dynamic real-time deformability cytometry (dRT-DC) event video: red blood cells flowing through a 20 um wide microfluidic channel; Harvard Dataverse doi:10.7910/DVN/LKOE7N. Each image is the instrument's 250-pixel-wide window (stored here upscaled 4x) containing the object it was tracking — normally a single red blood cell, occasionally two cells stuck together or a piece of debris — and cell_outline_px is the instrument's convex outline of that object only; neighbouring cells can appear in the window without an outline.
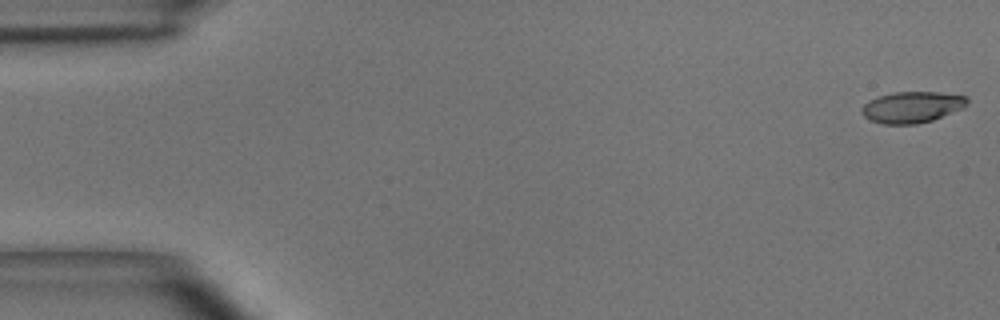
{"species": "common noctule bat (a hibernating species)", "species_latin": "Nyctalus noctula", "temperature_condition": "room temperature", "stored_images_in_passage": 5, "camera_frame_rate_fps": 3000, "um_per_image_px": 0.085, "animal": {"sex": "male", "body_mass_g": 15.6}, "frame": {"image": 1, "passage_image": 1, "time_ms": 0.0, "image_size_px": [1000, 320], "cell_outline_px": [[968, 104], [964, 108], [932, 120], [916, 124], [884, 124], [868, 120], [860, 112], [860, 108], [864, 104], [880, 96], [896, 92], [936, 92], [968, 96]], "centroid_in_image_um": [77.53, 9.11], "position_along_channel_um": 7.5, "area_um2": 19.19}}
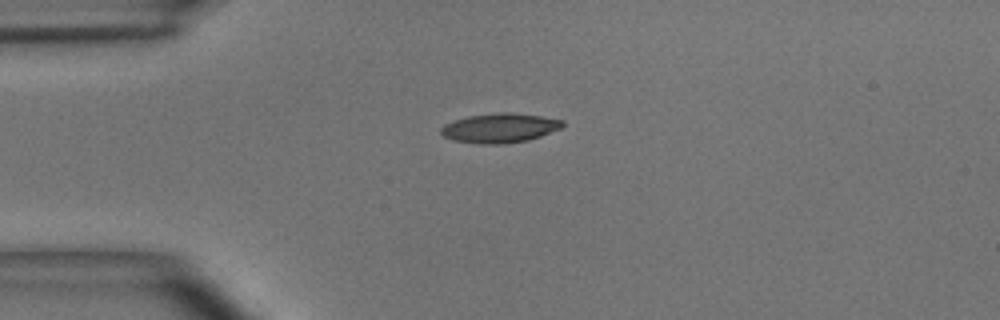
{"frame": {"image": 2, "passage_image": 4, "time_ms": 1.0, "image_size_px": [1000, 320], "cell_outline_px": [[564, 124], [560, 128], [540, 136], [528, 140], [500, 144], [480, 144], [452, 140], [444, 136], [440, 132], [440, 128], [444, 124], [468, 116], [500, 112], [508, 112], [540, 116], [564, 120]], "centroid_in_image_um": [42.46, 10.88], "position_along_channel_um": 42.5, "area_um2": 20.69}}